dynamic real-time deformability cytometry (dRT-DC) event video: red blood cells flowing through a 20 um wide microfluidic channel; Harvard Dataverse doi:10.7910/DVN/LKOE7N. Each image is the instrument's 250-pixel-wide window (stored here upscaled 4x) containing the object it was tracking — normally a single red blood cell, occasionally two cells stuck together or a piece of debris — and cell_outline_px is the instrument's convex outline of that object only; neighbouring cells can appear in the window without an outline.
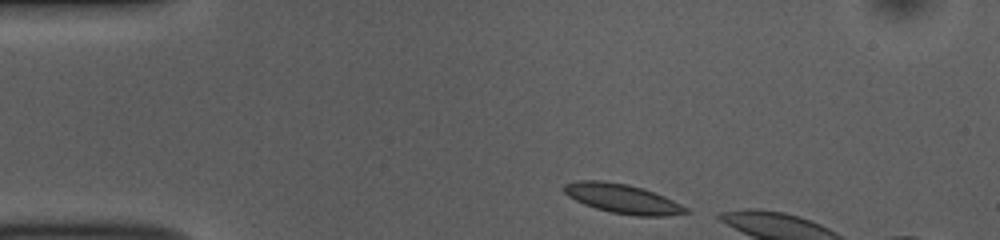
{"species": "common noctule bat (a hibernating species)", "species_latin": "Nyctalus noctula", "temperature_condition": "room temperature", "stored_images_in_passage": 5, "camera_frame_rate_fps": 3000, "um_per_image_px": 0.085, "animal": {"sex": "female", "body_mass_g": 10.0, "forearm_length_mm": 53.1}, "frame": {"image": 1, "passage_image": 1, "time_ms": 0.0, "image_size_px": [1000, 240], "cell_outline_px": [[688, 212], [660, 216], [636, 216], [612, 212], [596, 208], [584, 204], [568, 196], [564, 192], [564, 184], [584, 180], [596, 180], [624, 184], [640, 188], [652, 192], [680, 204], [688, 208]], "centroid_in_image_um": [52.87, 16.9], "position_along_channel_um": 32.1, "area_um2": 20.06}}